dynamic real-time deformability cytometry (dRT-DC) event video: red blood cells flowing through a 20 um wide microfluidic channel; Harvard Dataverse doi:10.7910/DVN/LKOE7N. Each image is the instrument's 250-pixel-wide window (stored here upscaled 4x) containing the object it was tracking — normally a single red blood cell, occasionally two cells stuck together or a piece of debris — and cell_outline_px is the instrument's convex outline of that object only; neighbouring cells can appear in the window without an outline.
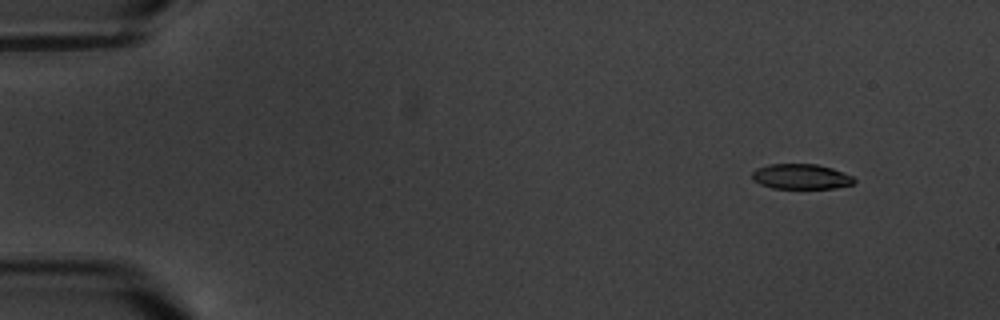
{"species": "common noctule bat (a hibernating species)", "species_latin": "Nyctalus noctula", "temperature_condition": "warm", "stored_images_in_passage": 5, "segment_of_instrument_passage": [1, 2], "camera_frame_rate_fps": 3000, "um_per_image_px": 0.085, "animal": {"sex": "male", "body_mass_g": 20.1, "forearm_length_mm": 53.5}, "frame": {"image": 1, "passage_image": 1, "time_ms": 0.0, "image_size_px": [1000, 320], "cell_outline_px": [[856, 180], [852, 184], [832, 188], [772, 188], [760, 184], [752, 180], [752, 172], [756, 168], [768, 164], [816, 164], [832, 168], [852, 176]], "centroid_in_image_um": [68.04, 15.0], "position_along_channel_um": 17.0, "area_um2": 14.91}}